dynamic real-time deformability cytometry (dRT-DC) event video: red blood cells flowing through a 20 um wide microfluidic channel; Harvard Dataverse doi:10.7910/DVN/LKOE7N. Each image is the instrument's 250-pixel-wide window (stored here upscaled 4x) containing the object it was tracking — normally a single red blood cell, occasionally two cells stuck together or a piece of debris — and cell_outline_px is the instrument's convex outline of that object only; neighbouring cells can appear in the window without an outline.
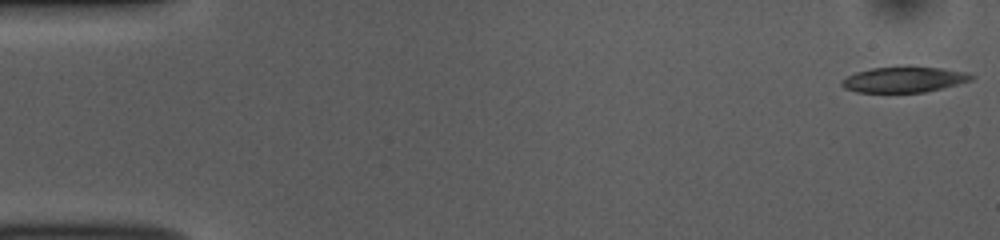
{"species": "common noctule bat (a hibernating species)", "species_latin": "Nyctalus noctula", "temperature_condition": "room temperature", "stored_images_in_passage": 52, "camera_frame_rate_fps": 3000, "um_per_image_px": 0.085, "animal": {"sex": "female", "body_mass_g": 10.0, "forearm_length_mm": 53.1}, "frame": {"image": 1, "passage_image": 1, "time_ms": 0.0, "image_size_px": [1000, 240], "cell_outline_px": [[976, 76], [972, 80], [924, 92], [856, 92], [844, 88], [840, 84], [840, 80], [856, 72], [872, 68], [940, 68], [968, 72]], "centroid_in_image_um": [76.82, 6.78], "position_along_channel_um": 8.2, "area_um2": 18.84}}
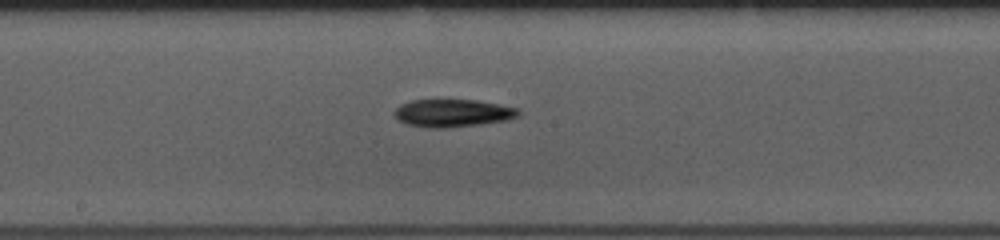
{"frame": {"image": 2, "passage_image": 27, "time_ms": 8.667, "image_size_px": [1000, 240], "cell_outline_px": [[520, 112], [516, 116], [508, 120], [480, 124], [448, 128], [424, 128], [408, 124], [396, 120], [392, 112], [400, 104], [412, 100], [476, 100], [520, 108]], "centroid_in_image_um": [38.43, 9.62], "position_along_channel_um": 209.8, "area_um2": 20.23}}
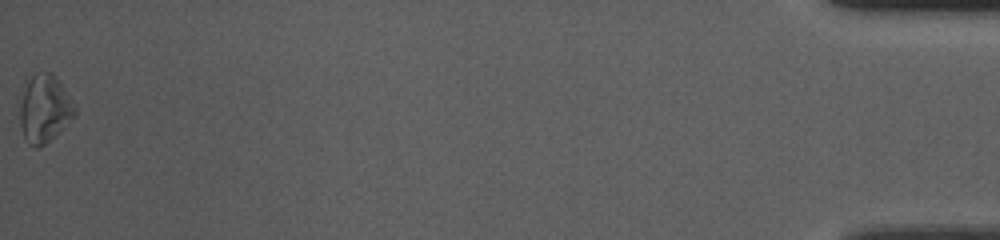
{"frame": {"image": 3, "passage_image": 52, "time_ms": 17.0, "image_size_px": [1000, 240], "cell_outline_px": [[76, 112], [64, 128], [44, 144], [36, 148], [28, 144], [24, 136], [20, 124], [20, 88], [36, 72], [52, 72], [56, 76], [64, 88], [76, 108]], "centroid_in_image_um": [3.75, 9.21], "position_along_channel_um": 431.5, "area_um2": 21.79}, "authors_computed_cell_mechanics": {"area_um2": 19.4786, "velocity_mm_per_s": 3.8384, "shape_relaxation_time_tau1_ms": 5.6081, "shape_relaxation_time_tau2_ms": null, "deformation_change_tau1": 0.1637, "deformation_change_tau2": null}}